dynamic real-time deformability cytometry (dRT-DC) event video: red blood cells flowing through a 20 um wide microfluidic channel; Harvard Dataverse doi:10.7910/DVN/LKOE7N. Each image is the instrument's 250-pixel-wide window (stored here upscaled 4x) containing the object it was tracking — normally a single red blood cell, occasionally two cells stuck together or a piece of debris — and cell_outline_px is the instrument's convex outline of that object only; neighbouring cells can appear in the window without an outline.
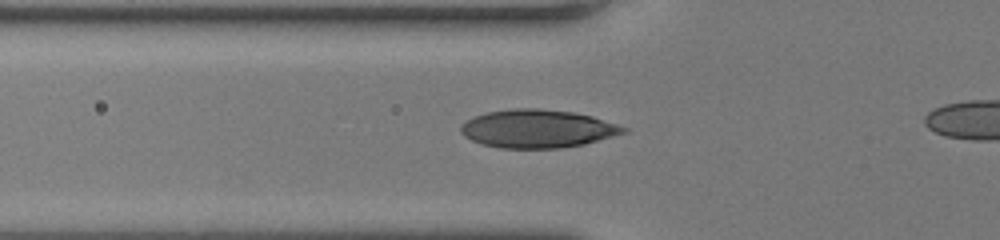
{"species": "human", "species_latin": "Homo sapiens", "temperature_condition": "room temperature", "stored_images_in_passage": 29, "camera_frame_rate_fps": 3000, "um_per_image_px": 0.085, "donor": {"sex": "female"}, "frame": {"image": 1, "passage_image": 2, "time_ms": 0.333, "image_size_px": [1000, 240], "cell_outline_px": [[628, 132], [584, 144], [560, 148], [500, 148], [484, 144], [472, 140], [464, 136], [460, 132], [460, 124], [476, 116], [488, 112], [516, 108], [540, 108], [572, 112], [592, 116], [628, 128]], "centroid_in_image_um": [45.69, 10.94], "position_along_channel_um": 80.1, "area_um2": 36.01}}
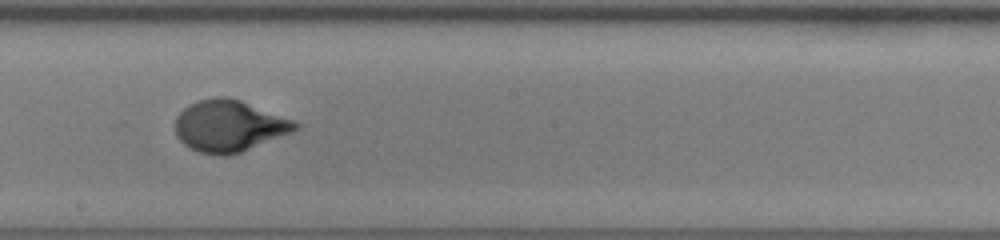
{"frame": {"image": 2, "passage_image": 13, "time_ms": 4.0, "image_size_px": [1000, 240], "cell_outline_px": [[300, 128], [292, 132], [240, 152], [224, 156], [200, 152], [184, 144], [176, 136], [176, 116], [188, 104], [196, 100], [216, 96], [224, 96], [240, 100], [292, 120], [300, 124]], "centroid_in_image_um": [19.45, 10.69], "position_along_channel_um": 228.8, "area_um2": 35.72}}
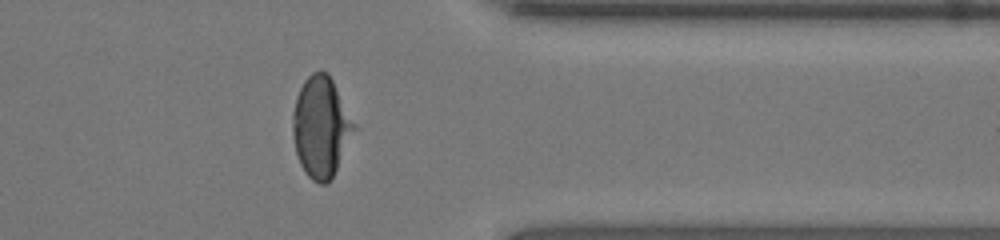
{"frame": {"image": 3, "passage_image": 25, "time_ms": 8.0, "image_size_px": [1000, 240], "cell_outline_px": [[356, 128], [332, 180], [328, 184], [320, 184], [312, 180], [304, 172], [300, 164], [296, 152], [292, 132], [292, 112], [300, 88], [304, 80], [312, 72], [328, 72], [356, 124]], "centroid_in_image_um": [27.28, 10.82], "position_along_channel_um": 384.1, "area_um2": 36.07}}